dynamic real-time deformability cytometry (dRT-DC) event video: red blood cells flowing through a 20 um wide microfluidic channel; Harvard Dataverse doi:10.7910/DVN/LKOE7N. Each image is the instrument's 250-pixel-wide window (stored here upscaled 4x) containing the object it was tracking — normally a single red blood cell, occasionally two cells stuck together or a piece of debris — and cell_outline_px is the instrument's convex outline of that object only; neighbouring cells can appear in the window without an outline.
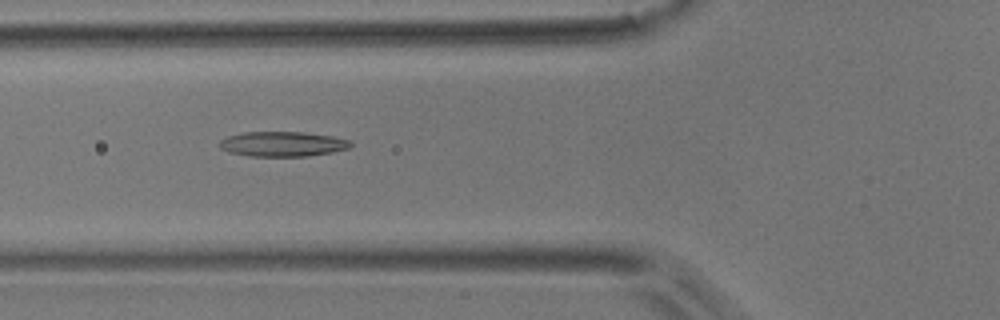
{"species": "common noctule bat (a hibernating species)", "species_latin": "Nyctalus noctula", "temperature_condition": "room temperature", "stored_images_in_passage": 3, "camera_frame_rate_fps": 3000, "um_per_image_px": 0.085, "animal": {"sex": "male", "body_mass_g": 17.9}, "frame": {"image": 1, "passage_image": 3, "time_ms": 3.333, "image_size_px": [1000, 320], "cell_outline_px": [[352, 144], [348, 148], [332, 152], [308, 156], [248, 156], [228, 152], [220, 148], [220, 140], [228, 136], [244, 132], [304, 132], [332, 136], [352, 140]], "centroid_in_image_um": [24.03, 12.24], "position_along_channel_um": 101.8, "area_um2": 19.07}}